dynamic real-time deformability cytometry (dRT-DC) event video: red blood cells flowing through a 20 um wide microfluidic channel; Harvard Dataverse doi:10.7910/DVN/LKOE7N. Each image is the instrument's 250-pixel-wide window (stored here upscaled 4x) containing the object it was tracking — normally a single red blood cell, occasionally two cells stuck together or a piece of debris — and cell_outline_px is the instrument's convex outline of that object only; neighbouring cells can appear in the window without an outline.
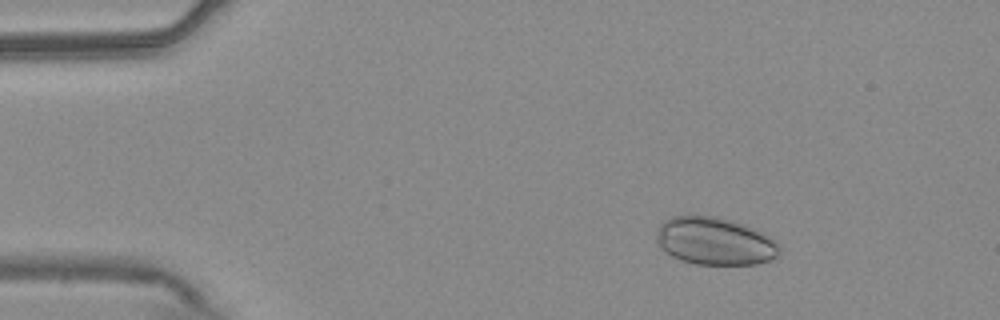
{"species": "common noctule bat (a hibernating species)", "species_latin": "Nyctalus noctula", "temperature_condition": "warm", "stored_images_in_passage": 54, "camera_frame_rate_fps": 3000, "um_per_image_px": 0.085, "animal": {"sex": "male", "body_mass_g": 20.4}, "frame": {"image": 1, "passage_image": 8, "time_ms": 2.333, "image_size_px": [1000, 320], "cell_outline_px": [[780, 252], [772, 260], [756, 264], [696, 264], [680, 260], [672, 256], [660, 248], [656, 240], [656, 228], [664, 220], [672, 216], [716, 216], [732, 220], [744, 224], [764, 232], [772, 236], [780, 244]], "centroid_in_image_um": [60.78, 20.49], "position_along_channel_um": 24.2, "area_um2": 34.62}}
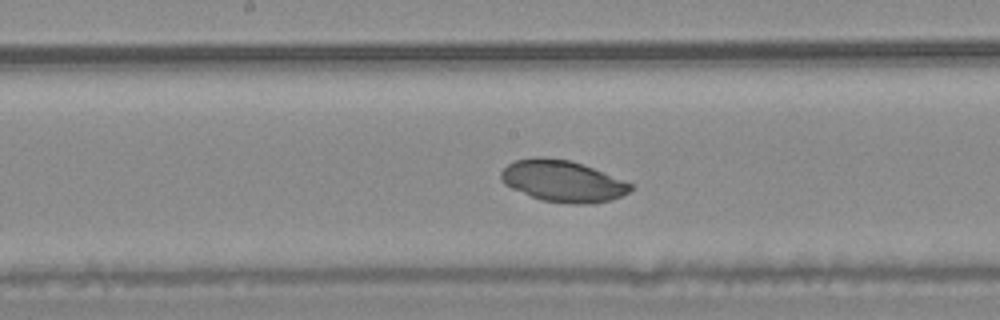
{"frame": {"image": 2, "passage_image": 28, "time_ms": 9.0, "image_size_px": [1000, 320], "cell_outline_px": [[632, 188], [628, 192], [612, 200], [592, 204], [568, 204], [540, 200], [512, 188], [504, 184], [500, 180], [500, 172], [508, 164], [516, 160], [536, 156], [540, 156], [568, 160], [592, 168], [632, 184]], "centroid_in_image_um": [47.78, 15.41], "position_along_channel_um": 200.4, "area_um2": 31.15}}
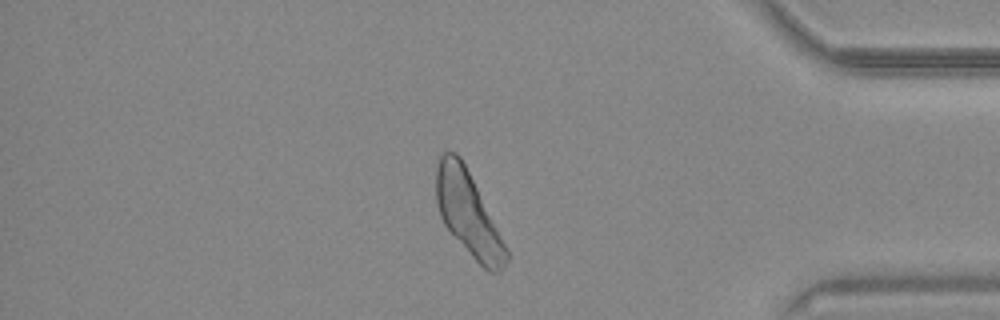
{"frame": {"image": 3, "passage_image": 46, "time_ms": 15.0, "image_size_px": [1000, 320], "cell_outline_px": [[508, 260], [500, 272], [488, 272], [472, 256], [444, 224], [440, 216], [436, 200], [436, 160], [440, 152], [456, 152], [460, 156], [508, 248]], "centroid_in_image_um": [39.78, 18.14], "position_along_channel_um": 395.4, "area_um2": 33.81}}